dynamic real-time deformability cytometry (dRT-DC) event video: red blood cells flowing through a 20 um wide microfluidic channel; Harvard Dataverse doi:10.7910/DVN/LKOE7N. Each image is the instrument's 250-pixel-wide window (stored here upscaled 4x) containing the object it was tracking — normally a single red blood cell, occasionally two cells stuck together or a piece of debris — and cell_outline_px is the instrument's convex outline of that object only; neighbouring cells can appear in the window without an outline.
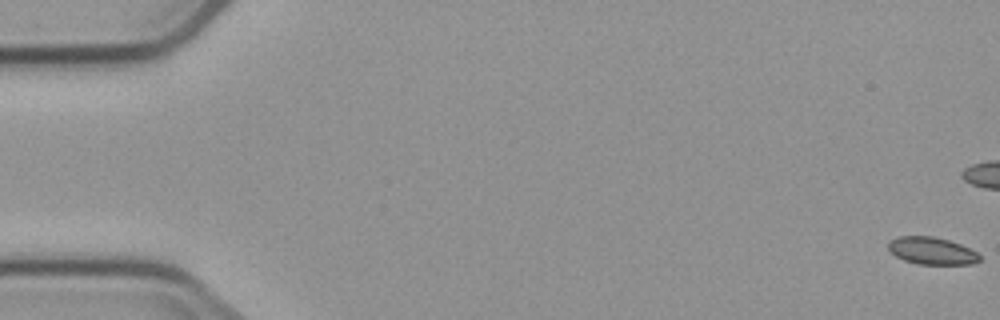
{"species": "common noctule bat (a hibernating species)", "species_latin": "Nyctalus noctula", "temperature_condition": "cold", "stored_images_in_passage": 4, "camera_frame_rate_fps": 3000, "um_per_image_px": 0.085, "animal": {"sex": "male", "body_mass_g": 23.1, "forearm_length_mm": 52.7}, "frame": {"image": 1, "passage_image": 1, "time_ms": 0.0, "image_size_px": [1000, 320], "cell_outline_px": [[980, 260], [972, 264], [916, 264], [904, 260], [896, 256], [888, 248], [888, 240], [900, 236], [932, 236], [948, 240], [960, 244], [976, 252], [980, 256]], "centroid_in_image_um": [79.18, 21.32], "position_along_channel_um": 5.8, "area_um2": 14.45}}